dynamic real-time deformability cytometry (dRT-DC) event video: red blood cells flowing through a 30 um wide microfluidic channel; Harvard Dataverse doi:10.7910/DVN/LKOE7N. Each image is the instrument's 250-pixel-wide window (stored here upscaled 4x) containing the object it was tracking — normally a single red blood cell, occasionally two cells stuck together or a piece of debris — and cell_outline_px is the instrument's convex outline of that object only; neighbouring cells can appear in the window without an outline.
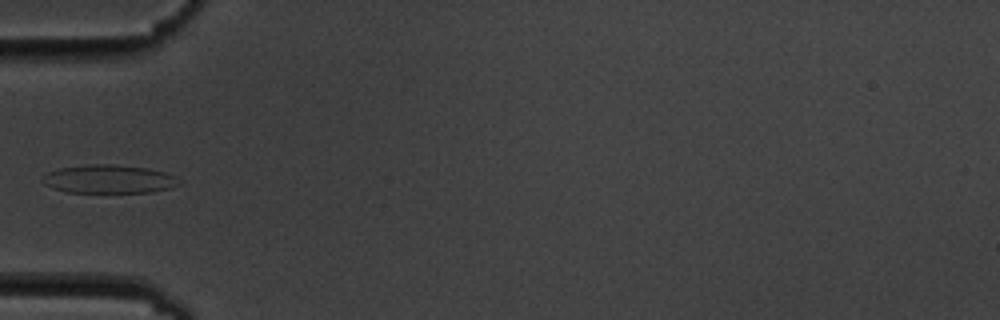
{"species": "common noctule bat (a hibernating species)", "species_latin": "Nyctalus noctula", "temperature_condition": "cold", "stored_images_in_passage": 6, "camera_frame_rate_fps": 3000, "um_per_image_px": 0.085, "animal": {"sex": "male", "body_mass_g": 19.5, "forearm_length_mm": 54.6}, "frame": {"image": 1, "passage_image": 6, "time_ms": 5.667, "image_size_px": [1000, 320], "cell_outline_px": [[180, 184], [168, 188], [152, 192], [68, 192], [52, 188], [44, 184], [40, 180], [48, 172], [60, 168], [88, 164], [112, 164], [148, 168], [164, 172], [176, 176]], "centroid_in_image_um": [9.24, 15.22], "position_along_channel_um": 75.8, "area_um2": 22.54}}